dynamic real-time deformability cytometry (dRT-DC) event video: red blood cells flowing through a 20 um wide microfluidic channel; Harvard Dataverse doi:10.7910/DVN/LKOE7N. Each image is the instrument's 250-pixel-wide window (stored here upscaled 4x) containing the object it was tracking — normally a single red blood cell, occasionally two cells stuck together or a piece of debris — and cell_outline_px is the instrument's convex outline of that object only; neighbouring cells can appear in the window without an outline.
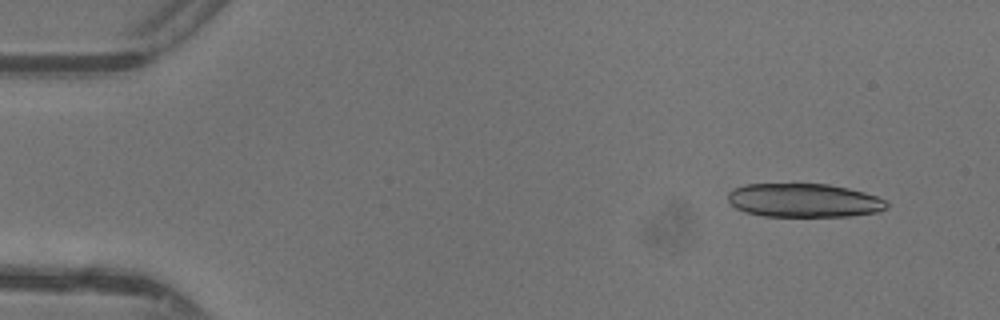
{"species": "common noctule bat (a hibernating species)", "species_latin": "Nyctalus noctula", "temperature_condition": "warm", "stored_images_in_passage": 15, "camera_frame_rate_fps": 3000, "um_per_image_px": 0.085, "animal": {"sex": "female"}, "frame": {"image": 1, "passage_image": 2, "time_ms": 0.333, "image_size_px": [1000, 320], "cell_outline_px": [[888, 208], [880, 212], [852, 216], [764, 216], [744, 212], [736, 208], [728, 200], [728, 192], [732, 188], [744, 184], [828, 184], [848, 188], [864, 192], [876, 196], [884, 200], [888, 204]], "centroid_in_image_um": [68.33, 17.03], "position_along_channel_um": 16.7, "area_um2": 31.39}}